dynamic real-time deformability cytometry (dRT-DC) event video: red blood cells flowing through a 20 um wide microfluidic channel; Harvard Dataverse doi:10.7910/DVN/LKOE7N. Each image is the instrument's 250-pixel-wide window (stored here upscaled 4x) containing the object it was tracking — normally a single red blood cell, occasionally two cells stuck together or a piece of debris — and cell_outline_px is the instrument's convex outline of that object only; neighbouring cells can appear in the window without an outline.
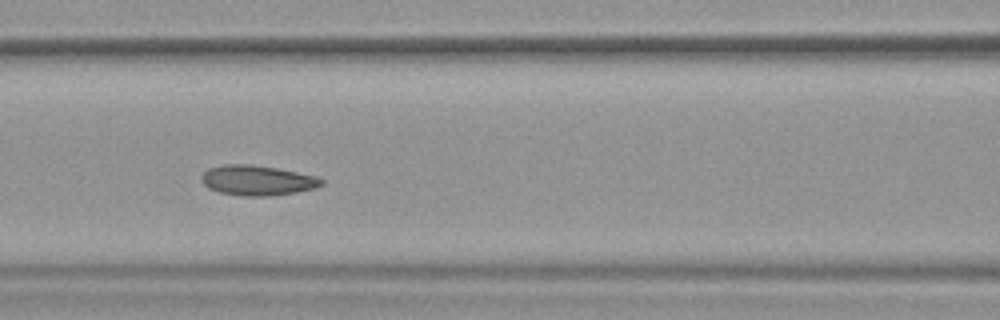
{"species": "common noctule bat (a hibernating species)", "species_latin": "Nyctalus noctula", "temperature_condition": "warm", "stored_images_in_passage": 53, "camera_frame_rate_fps": 3000, "um_per_image_px": 0.085, "animal": {"sex": "female", "body_mass_g": 19.9}, "frame": {"image": 1, "passage_image": 23, "time_ms": 7.333, "image_size_px": [1000, 320], "cell_outline_px": [[324, 184], [316, 188], [296, 192], [272, 196], [240, 196], [220, 192], [208, 188], [200, 180], [200, 176], [208, 168], [224, 164], [252, 164], [276, 168], [316, 176], [324, 180]], "centroid_in_image_um": [21.86, 15.33], "position_along_channel_um": 144.7, "area_um2": 21.21}, "authors_computed_cell_mechanics": {"area_um2": 21.5594, "velocity_mm_per_s": 3.7699, "shape_relaxation_time_tau1_ms": null, "shape_relaxation_time_tau2_ms": 2.9633, "deformation_change_tau1": null, "deformation_change_tau2": 0.0936}}